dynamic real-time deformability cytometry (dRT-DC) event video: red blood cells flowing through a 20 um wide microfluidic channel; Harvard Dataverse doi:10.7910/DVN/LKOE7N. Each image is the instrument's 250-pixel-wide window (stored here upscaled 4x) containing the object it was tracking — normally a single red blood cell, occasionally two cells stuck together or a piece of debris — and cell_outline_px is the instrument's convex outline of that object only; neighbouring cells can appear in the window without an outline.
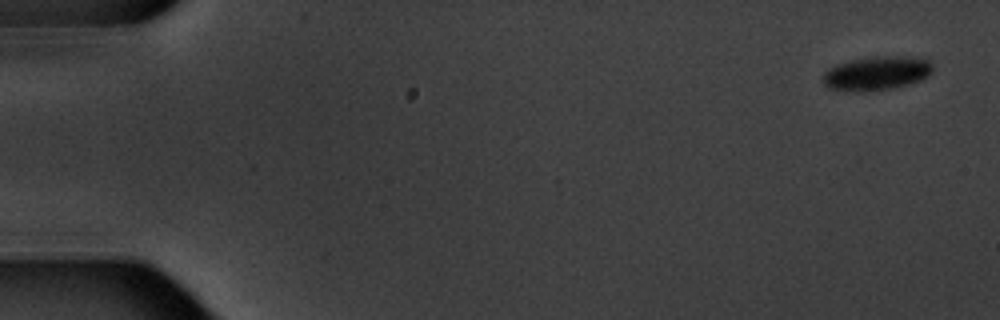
{"species": "common noctule bat (a hibernating species)", "species_latin": "Nyctalus noctula", "temperature_condition": "warm", "stored_images_in_passage": 4, "camera_frame_rate_fps": 3000, "um_per_image_px": 0.085, "animal": {"sex": "male", "body_mass_g": 20.1, "forearm_length_mm": 53.5}, "frame": {"image": 1, "passage_image": 1, "time_ms": 0.0, "image_size_px": [1000, 320], "cell_outline_px": [[932, 72], [928, 76], [920, 80], [908, 84], [892, 88], [828, 88], [824, 84], [824, 72], [828, 68], [836, 64], [852, 60], [872, 56], [908, 56], [928, 60], [932, 64]], "centroid_in_image_um": [74.57, 6.16], "position_along_channel_um": 10.4, "area_um2": 20.75}}